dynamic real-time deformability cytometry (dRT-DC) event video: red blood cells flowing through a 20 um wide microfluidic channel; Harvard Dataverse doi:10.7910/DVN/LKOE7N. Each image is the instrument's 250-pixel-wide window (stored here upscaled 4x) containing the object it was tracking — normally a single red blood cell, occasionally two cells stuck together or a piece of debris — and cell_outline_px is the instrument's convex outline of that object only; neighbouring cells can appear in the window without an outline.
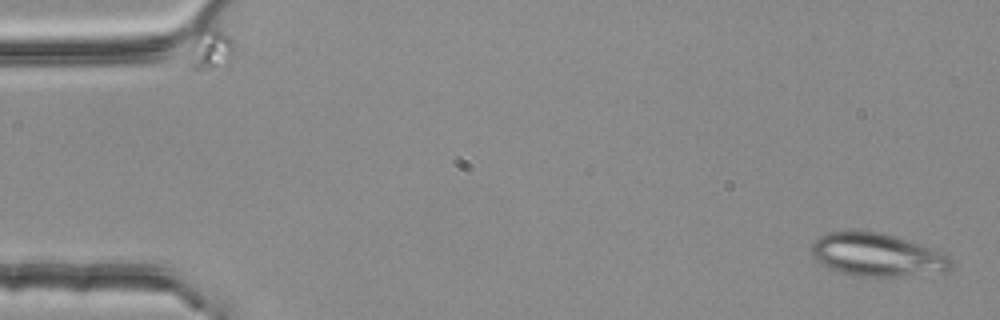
{"species": "common noctule bat (a hibernating species)", "species_latin": "Nyctalus noctula", "temperature_condition": "room temperature", "stored_images_in_passage": 4, "camera_frame_rate_fps": 3000, "um_per_image_px": 0.085, "animal": {"sex": "female", "body_mass_g": 25.1}, "frame": {"image": 1, "passage_image": 1, "time_ms": 0.0, "image_size_px": [1000, 320], "cell_outline_px": [[952, 268], [944, 272], [888, 280], [860, 276], [840, 272], [828, 268], [820, 264], [812, 256], [812, 244], [820, 236], [828, 232], [884, 232], [944, 252], [952, 260]], "centroid_in_image_um": [74.63, 21.72], "position_along_channel_um": 10.4, "area_um2": 35.95}}